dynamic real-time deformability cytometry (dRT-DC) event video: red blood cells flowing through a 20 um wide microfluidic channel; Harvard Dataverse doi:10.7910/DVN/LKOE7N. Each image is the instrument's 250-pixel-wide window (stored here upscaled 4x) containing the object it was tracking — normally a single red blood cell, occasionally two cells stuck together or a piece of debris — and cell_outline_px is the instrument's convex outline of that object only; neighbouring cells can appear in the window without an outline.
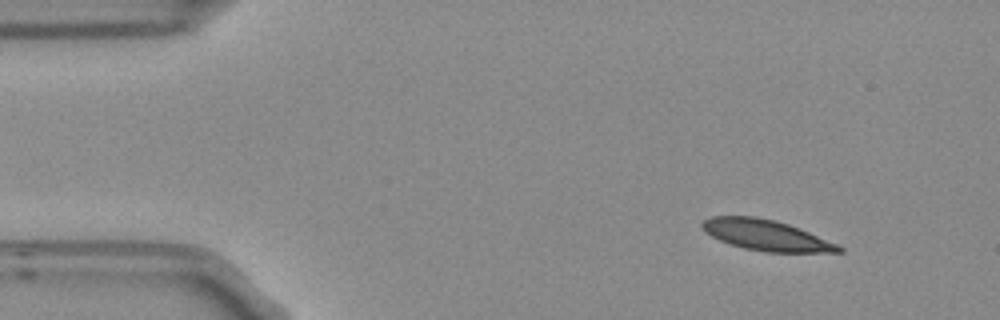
{"species": "Egyptian fruit bat (a non-hibernating species)", "species_latin": "Rousettus aegyptiacus", "temperature_condition": "room temperature", "stored_images_in_passage": 5, "camera_frame_rate_fps": 3000, "um_per_image_px": 0.085, "frame": {"image": 1, "passage_image": 1, "time_ms": 0.0, "image_size_px": [1000, 320], "cell_outline_px": [[844, 252], [764, 252], [744, 248], [720, 240], [704, 232], [700, 224], [704, 220], [712, 216], [756, 216], [776, 220], [800, 228], [836, 244], [844, 248]], "centroid_in_image_um": [65.1, 19.98], "position_along_channel_um": 19.9, "area_um2": 24.33}}
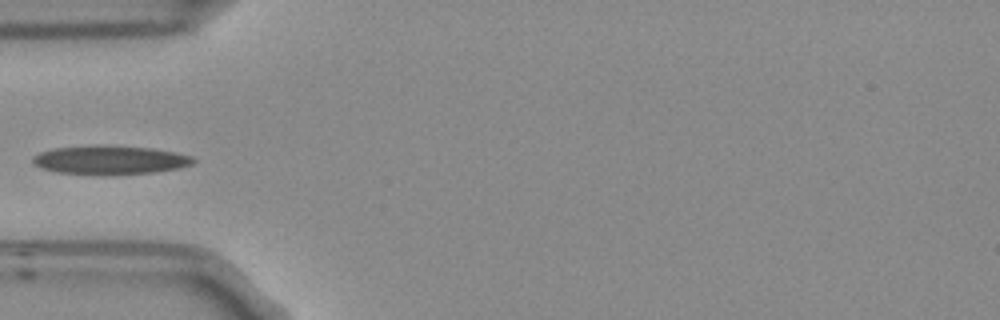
{"frame": {"image": 2, "passage_image": 4, "time_ms": 1.0, "image_size_px": [1000, 320], "cell_outline_px": [[196, 160], [192, 164], [180, 168], [152, 172], [112, 176], [56, 172], [44, 168], [36, 164], [32, 160], [32, 156], [40, 152], [56, 148], [92, 144], [104, 144], [152, 148], [176, 152], [192, 156]], "centroid_in_image_um": [9.38, 13.59], "position_along_channel_um": 75.6, "area_um2": 27.46}}